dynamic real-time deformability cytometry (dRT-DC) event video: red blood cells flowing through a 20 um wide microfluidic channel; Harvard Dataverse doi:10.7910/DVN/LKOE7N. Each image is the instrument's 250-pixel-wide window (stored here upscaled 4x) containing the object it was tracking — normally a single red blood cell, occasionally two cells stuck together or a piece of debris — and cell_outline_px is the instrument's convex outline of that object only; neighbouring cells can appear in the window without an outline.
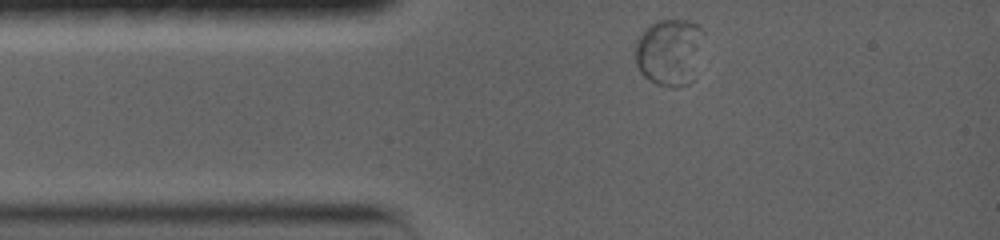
{"species": "common noctule bat (a hibernating species)", "species_latin": "Nyctalus noctula", "temperature_condition": "warm", "stored_images_in_passage": 17, "camera_frame_rate_fps": 5000, "um_per_image_px": 0.085, "animal": {"sex": "female", "body_mass_g": 19.0, "forearm_length_mm": 56.7}, "frame": {"image": 1, "passage_image": 1, "time_ms": 0.0, "image_size_px": [1000, 240], "cell_outline_px": [[704, 32], [696, 80], [688, 84], [672, 88], [656, 84], [644, 76], [640, 72], [636, 64], [636, 40], [644, 28], [660, 20], [688, 20], [696, 24]], "centroid_in_image_um": [56.94, 4.45], "position_along_channel_um": 28.1, "area_um2": 27.22}}
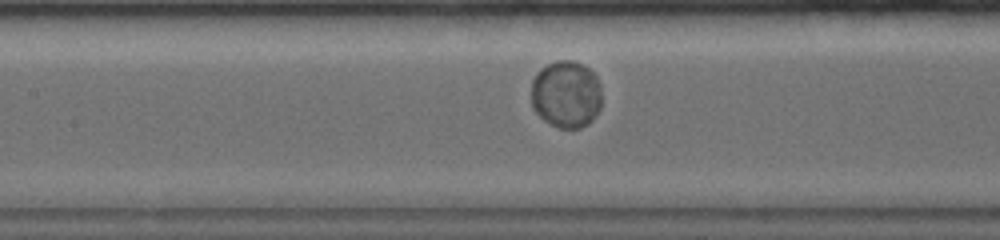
{"frame": {"image": 2, "passage_image": 11, "time_ms": 4.4, "image_size_px": [1000, 240], "cell_outline_px": [[600, 108], [596, 116], [588, 124], [580, 128], [560, 128], [544, 120], [532, 108], [532, 80], [536, 72], [540, 68], [556, 60], [572, 60], [584, 64], [596, 76], [600, 84]], "centroid_in_image_um": [48.12, 8.0], "position_along_channel_um": 159.3, "area_um2": 27.86}}
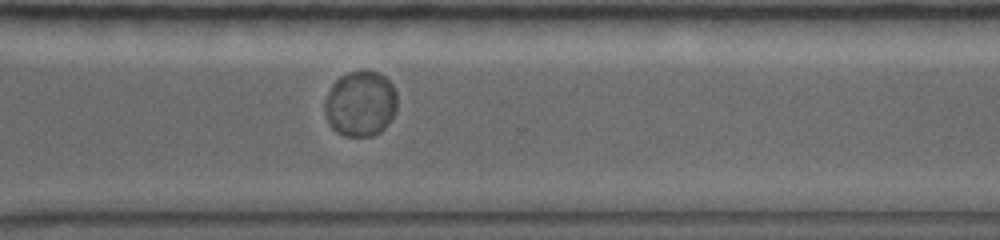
{"frame": {"image": 3, "passage_image": 17, "time_ms": 9.6, "image_size_px": [1000, 240], "cell_outline_px": [[396, 108], [392, 120], [380, 132], [372, 136], [344, 136], [336, 132], [332, 128], [328, 120], [324, 108], [324, 104], [328, 92], [332, 84], [340, 76], [348, 72], [364, 68], [368, 68], [384, 76], [392, 84], [396, 92]], "centroid_in_image_um": [30.65, 8.79], "position_along_channel_um": 340.0, "area_um2": 28.03}}